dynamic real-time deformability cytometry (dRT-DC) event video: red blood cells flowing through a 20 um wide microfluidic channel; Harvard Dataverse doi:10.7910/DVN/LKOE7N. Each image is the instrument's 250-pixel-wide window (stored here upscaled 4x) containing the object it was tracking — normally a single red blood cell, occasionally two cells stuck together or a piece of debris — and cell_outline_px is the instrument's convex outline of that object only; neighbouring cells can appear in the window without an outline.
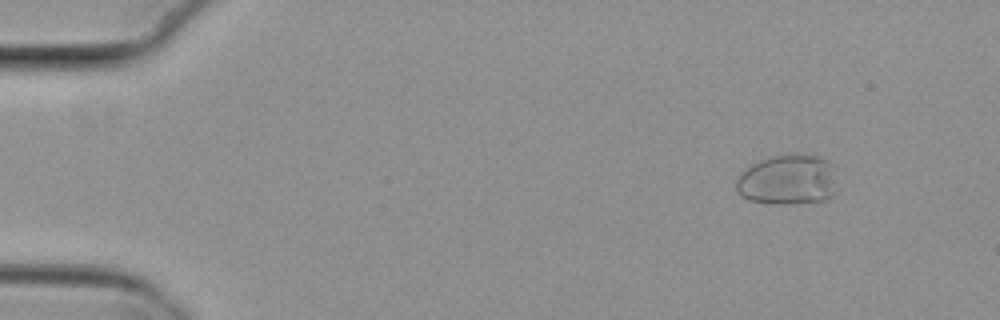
{"species": "common noctule bat (a hibernating species)", "species_latin": "Nyctalus noctula", "temperature_condition": "cold", "stored_images_in_passage": 49, "camera_frame_rate_fps": 3000, "um_per_image_px": 0.085, "animal": {"sex": "female", "body_mass_g": 29.2, "forearm_length_mm": 56.3}, "frame": {"image": 1, "passage_image": 1, "time_ms": 0.0, "image_size_px": [1000, 320], "cell_outline_px": [[836, 192], [832, 196], [824, 200], [788, 204], [772, 204], [748, 200], [740, 196], [736, 192], [736, 180], [740, 172], [752, 164], [760, 160], [772, 156], [796, 152], [820, 156], [828, 160], [832, 164]], "centroid_in_image_um": [66.94, 15.27], "position_along_channel_um": 18.1, "area_um2": 30.17}}
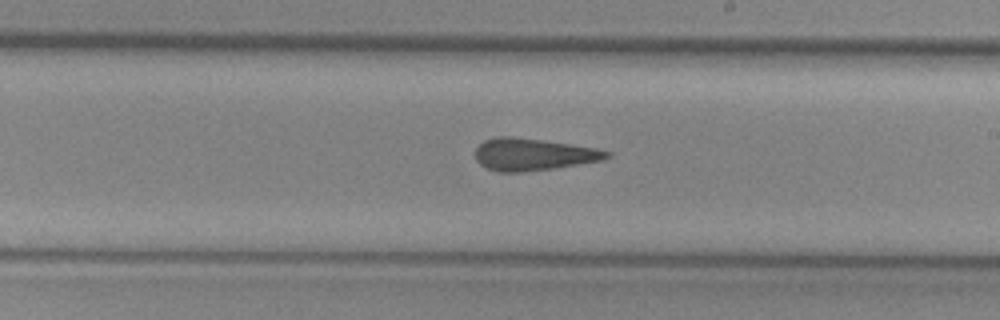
{"frame": {"image": 2, "passage_image": 27, "time_ms": 8.667, "image_size_px": [1000, 320], "cell_outline_px": [[612, 156], [604, 160], [552, 168], [524, 172], [496, 172], [480, 164], [476, 160], [476, 148], [484, 140], [500, 136], [512, 136], [596, 148], [612, 152]], "centroid_in_image_um": [45.33, 13.13], "position_along_channel_um": 243.7, "area_um2": 24.45}}
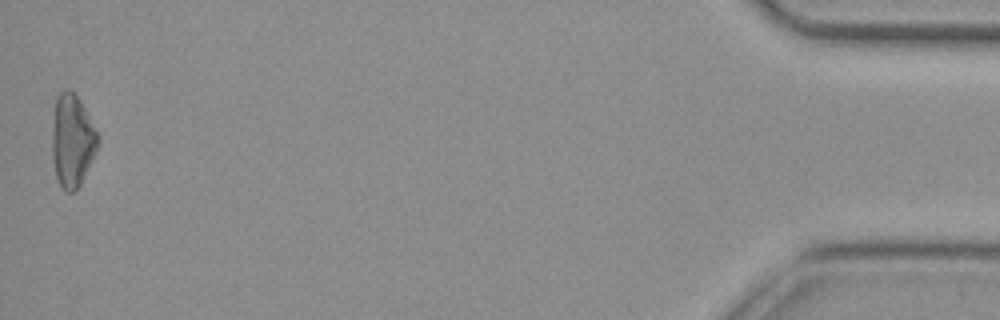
{"frame": {"image": 3, "passage_image": 49, "time_ms": 16.0, "image_size_px": [1000, 320], "cell_outline_px": [[96, 148], [80, 184], [72, 192], [64, 192], [56, 176], [52, 156], [52, 132], [56, 96], [64, 88], [68, 88], [80, 100], [96, 132]], "centroid_in_image_um": [6.08, 11.93], "position_along_channel_um": 429.1, "area_um2": 23.87}, "authors_computed_cell_mechanics": {"area_um2": 24.854, "velocity_mm_per_s": 3.8178, "shape_relaxation_time_tau1_ms": null, "shape_relaxation_time_tau2_ms": 2.9139, "deformation_change_tau1": null, "deformation_change_tau2": 0.1311}}